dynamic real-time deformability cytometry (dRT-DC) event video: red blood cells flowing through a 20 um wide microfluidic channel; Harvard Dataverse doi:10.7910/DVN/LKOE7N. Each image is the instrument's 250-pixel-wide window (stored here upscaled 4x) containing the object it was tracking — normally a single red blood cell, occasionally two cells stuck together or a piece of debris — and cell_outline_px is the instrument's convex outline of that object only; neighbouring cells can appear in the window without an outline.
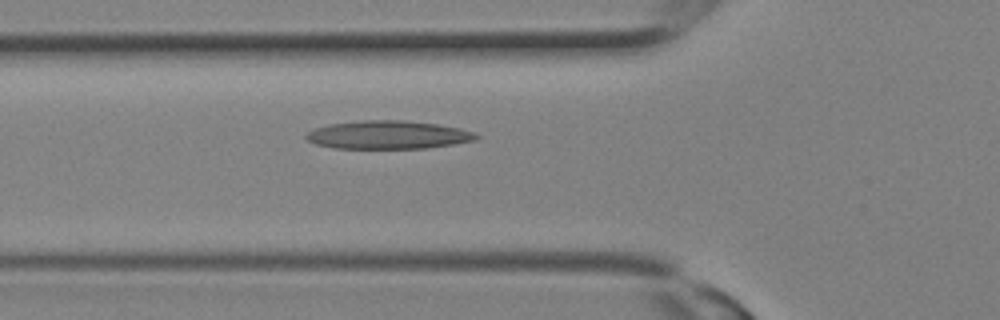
{"species": "Egyptian fruit bat (a non-hibernating species)", "species_latin": "Rousettus aegyptiacus", "temperature_condition": "room temperature", "stored_images_in_passage": 4, "camera_frame_rate_fps": 3000, "um_per_image_px": 0.085, "animal": {"sex": "female"}, "frame": {"image": 1, "passage_image": 2, "time_ms": 0.333, "image_size_px": [1000, 320], "cell_outline_px": [[480, 136], [476, 140], [428, 148], [336, 148], [316, 144], [308, 140], [304, 136], [308, 132], [316, 128], [328, 124], [360, 120], [400, 120], [436, 124], [460, 128], [476, 132]], "centroid_in_image_um": [33.01, 11.46], "position_along_channel_um": 92.8, "area_um2": 27.92}}
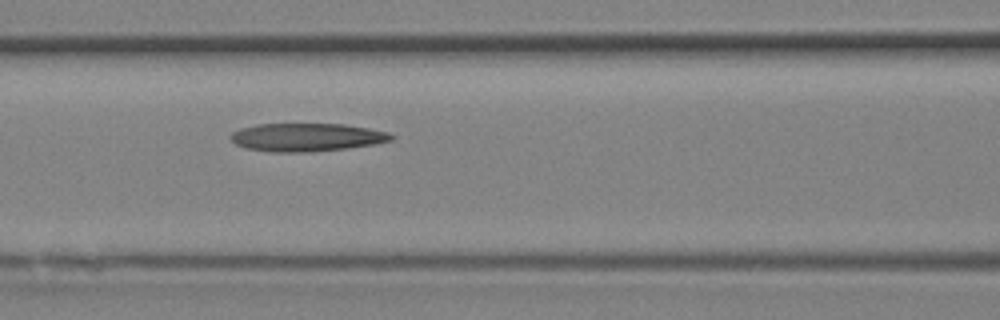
{"frame": {"image": 2, "passage_image": 4, "time_ms": 1.0, "image_size_px": [1000, 320], "cell_outline_px": [[396, 136], [392, 140], [376, 144], [348, 148], [312, 152], [268, 152], [244, 148], [236, 144], [228, 136], [232, 132], [240, 128], [256, 124], [344, 124], [368, 128], [388, 132]], "centroid_in_image_um": [26.05, 11.67], "position_along_channel_um": 140.5, "area_um2": 26.65}}